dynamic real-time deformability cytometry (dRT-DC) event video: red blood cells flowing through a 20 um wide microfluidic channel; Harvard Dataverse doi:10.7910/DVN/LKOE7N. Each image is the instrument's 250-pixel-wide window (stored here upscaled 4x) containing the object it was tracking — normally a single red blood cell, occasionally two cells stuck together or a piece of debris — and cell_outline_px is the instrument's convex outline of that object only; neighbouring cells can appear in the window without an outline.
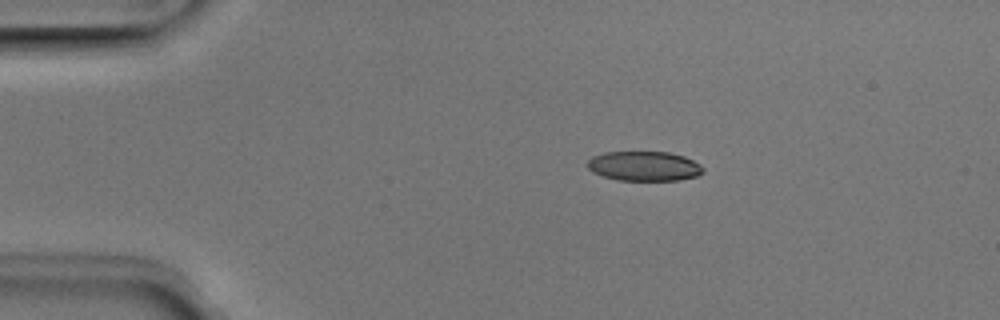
{"species": "Egyptian fruit bat (a non-hibernating species)", "species_latin": "Rousettus aegyptiacus", "temperature_condition": "room temperature", "stored_images_in_passage": 5, "camera_frame_rate_fps": 3000, "um_per_image_px": 0.085, "animal": {"sex": "male"}, "frame": {"image": 1, "passage_image": 5, "time_ms": 1.333, "image_size_px": [1000, 320], "cell_outline_px": [[704, 172], [696, 176], [680, 180], [616, 180], [592, 172], [588, 168], [588, 160], [592, 156], [604, 152], [668, 152], [684, 156], [700, 164], [704, 168]], "centroid_in_image_um": [54.75, 14.12], "position_along_channel_um": 30.2, "area_um2": 20.0}}